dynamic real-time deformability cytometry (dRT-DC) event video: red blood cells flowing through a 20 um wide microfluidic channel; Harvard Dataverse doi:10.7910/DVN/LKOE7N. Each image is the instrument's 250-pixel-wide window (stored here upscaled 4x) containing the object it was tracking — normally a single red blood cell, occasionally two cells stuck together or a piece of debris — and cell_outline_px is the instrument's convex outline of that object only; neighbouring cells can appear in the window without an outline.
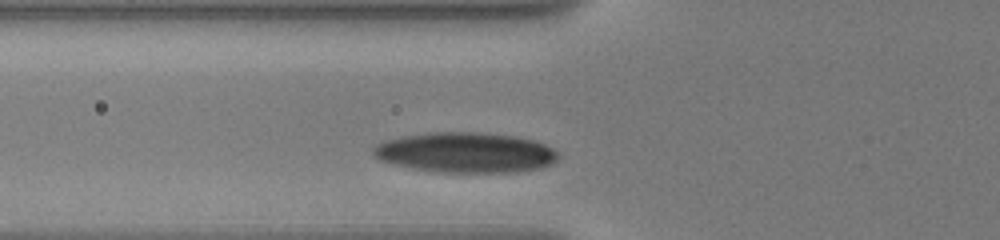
{"species": "human", "species_latin": "Homo sapiens", "temperature_condition": "warm", "stored_images_in_passage": 4, "camera_frame_rate_fps": 3000, "um_per_image_px": 0.085, "donor": {"sex": "male"}, "frame": {"image": 1, "passage_image": 3, "time_ms": 1.333, "image_size_px": [1000, 240], "cell_outline_px": [[560, 156], [552, 164], [540, 168], [520, 172], [436, 172], [412, 168], [380, 160], [372, 152], [372, 148], [376, 144], [384, 140], [404, 136], [428, 132], [480, 132], [516, 136], [532, 140], [544, 144], [560, 152]], "centroid_in_image_um": [39.6, 12.96], "position_along_channel_um": 86.2, "area_um2": 43.58}}